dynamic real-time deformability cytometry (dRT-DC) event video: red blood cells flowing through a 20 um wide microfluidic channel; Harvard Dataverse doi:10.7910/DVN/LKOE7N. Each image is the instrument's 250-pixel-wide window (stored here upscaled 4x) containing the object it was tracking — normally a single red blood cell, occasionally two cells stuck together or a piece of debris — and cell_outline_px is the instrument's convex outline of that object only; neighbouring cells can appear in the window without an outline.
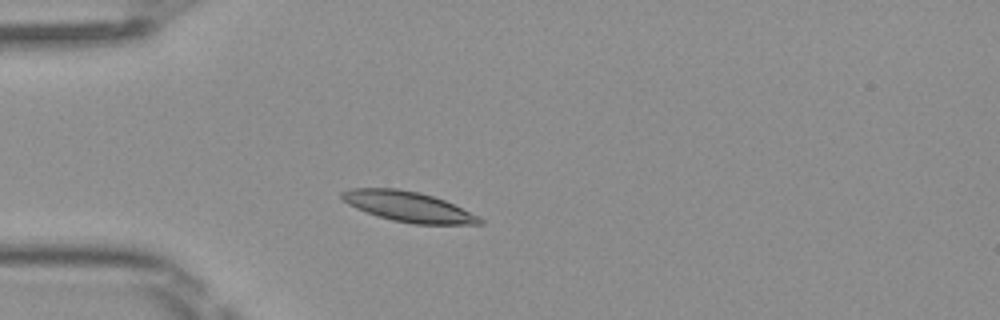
{"species": "Egyptian fruit bat (a non-hibernating species)", "species_latin": "Rousettus aegyptiacus", "temperature_condition": "room temperature", "stored_images_in_passage": 2, "camera_frame_rate_fps": 3000, "um_per_image_px": 0.085, "frame": {"image": 1, "passage_image": 2, "time_ms": 0.333, "image_size_px": [1000, 320], "cell_outline_px": [[484, 224], [412, 224], [392, 220], [356, 208], [348, 204], [340, 196], [340, 192], [348, 188], [396, 188], [420, 192], [444, 200], [480, 216], [484, 220]], "centroid_in_image_um": [34.72, 17.56], "position_along_channel_um": 50.3, "area_um2": 24.22}}